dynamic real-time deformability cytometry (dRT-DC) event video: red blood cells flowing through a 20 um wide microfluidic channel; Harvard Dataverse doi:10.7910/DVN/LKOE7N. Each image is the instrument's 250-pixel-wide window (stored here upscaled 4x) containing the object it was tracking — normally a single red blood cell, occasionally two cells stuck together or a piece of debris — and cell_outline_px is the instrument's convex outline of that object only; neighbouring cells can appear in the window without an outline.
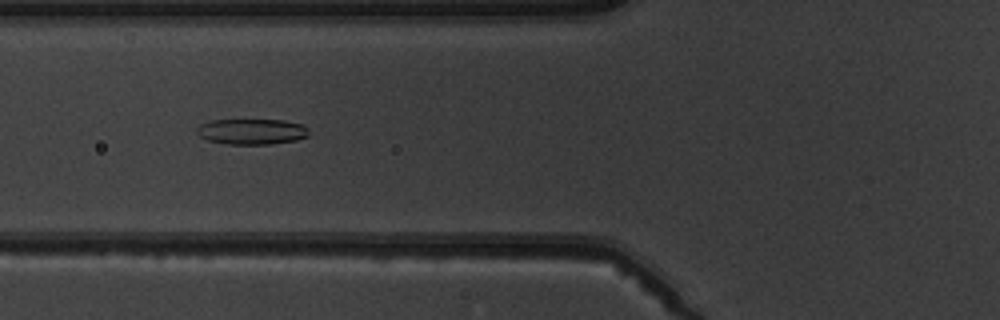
{"species": "common noctule bat (a hibernating species)", "species_latin": "Nyctalus noctula", "temperature_condition": "warm", "stored_images_in_passage": 6, "camera_frame_rate_fps": 3000, "um_per_image_px": 0.085, "animal": {"sex": "male", "body_mass_g": 19.5, "forearm_length_mm": 54.6}, "frame": {"image": 1, "passage_image": 6, "time_ms": 6.0, "image_size_px": [1000, 320], "cell_outline_px": [[308, 136], [296, 140], [272, 144], [228, 144], [208, 140], [200, 136], [196, 132], [196, 128], [200, 124], [212, 120], [284, 120], [300, 124], [308, 132]], "centroid_in_image_um": [21.36, 11.18], "position_along_channel_um": 104.4, "area_um2": 16.59}}